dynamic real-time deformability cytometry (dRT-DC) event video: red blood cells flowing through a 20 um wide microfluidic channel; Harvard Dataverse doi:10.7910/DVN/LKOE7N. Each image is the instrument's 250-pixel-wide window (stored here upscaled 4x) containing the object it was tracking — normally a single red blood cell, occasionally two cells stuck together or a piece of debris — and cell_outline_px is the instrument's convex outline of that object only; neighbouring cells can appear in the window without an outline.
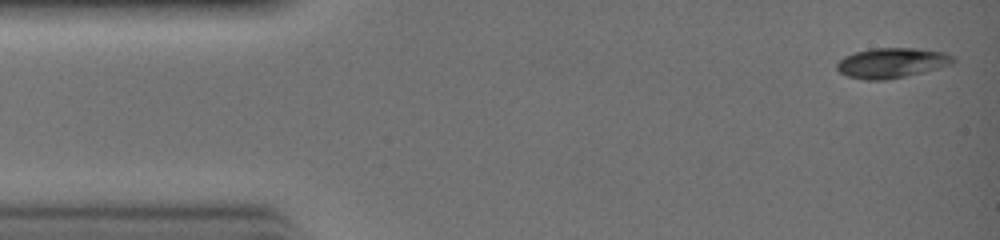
{"species": "common noctule bat (a hibernating species)", "species_latin": "Nyctalus noctula", "temperature_condition": "warm", "stored_images_in_passage": 7, "camera_frame_rate_fps": 3000, "um_per_image_px": 0.085, "animal": {"sex": "female", "body_mass_g": 19.0, "forearm_length_mm": 51.5}, "frame": {"image": 1, "passage_image": 1, "time_ms": 0.0, "image_size_px": [1000, 240], "cell_outline_px": [[956, 60], [948, 64], [924, 72], [884, 80], [864, 80], [848, 76], [840, 72], [836, 68], [836, 64], [844, 56], [856, 52], [872, 48], [920, 48], [944, 52], [952, 56]], "centroid_in_image_um": [75.76, 5.34], "position_along_channel_um": 9.2, "area_um2": 20.17}}